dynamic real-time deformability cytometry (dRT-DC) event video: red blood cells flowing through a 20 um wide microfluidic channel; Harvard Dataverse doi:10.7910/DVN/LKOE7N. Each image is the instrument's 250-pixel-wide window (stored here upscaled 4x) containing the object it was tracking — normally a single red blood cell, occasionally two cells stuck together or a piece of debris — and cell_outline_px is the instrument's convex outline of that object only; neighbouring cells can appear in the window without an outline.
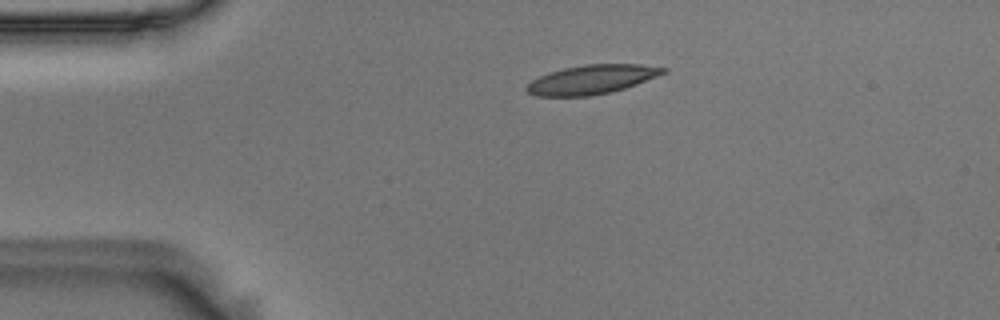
{"species": "Egyptian fruit bat (a non-hibernating species)", "species_latin": "Rousettus aegyptiacus", "temperature_condition": "room temperature", "stored_images_in_passage": 45, "camera_frame_rate_fps": 3000, "um_per_image_px": 0.085, "animal": {"sex": "male"}, "frame": {"image": 1, "passage_image": 1, "time_ms": 0.0, "image_size_px": [1000, 320], "cell_outline_px": [[668, 72], [636, 84], [612, 92], [588, 96], [536, 96], [528, 92], [524, 88], [532, 80], [548, 72], [564, 68], [584, 64], [640, 64], [668, 68]], "centroid_in_image_um": [50.3, 6.75], "position_along_channel_um": 34.7, "area_um2": 23.18}}
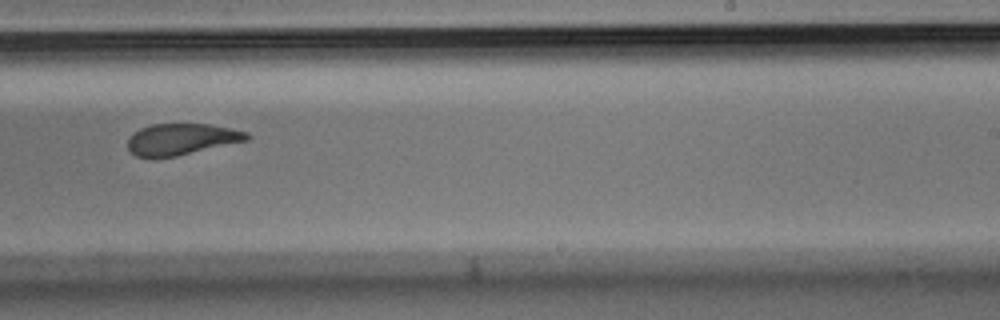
{"frame": {"image": 2, "passage_image": 24, "time_ms": 7.667, "image_size_px": [1000, 320], "cell_outline_px": [[252, 136], [248, 140], [176, 156], [152, 160], [136, 156], [128, 148], [128, 140], [132, 132], [140, 128], [152, 124], [212, 124], [232, 128], [248, 132]], "centroid_in_image_um": [15.4, 11.85], "position_along_channel_um": 273.6, "area_um2": 22.2}}
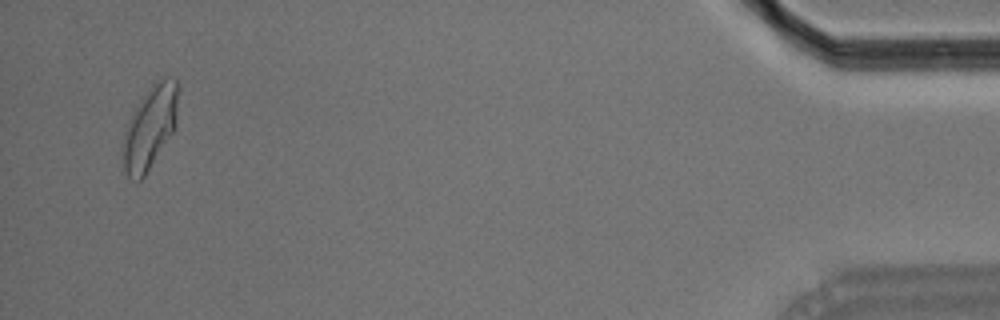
{"frame": {"image": 3, "passage_image": 43, "time_ms": 14.0, "image_size_px": [1000, 320], "cell_outline_px": [[180, 88], [176, 128], [144, 176], [140, 180], [136, 180], [128, 176], [124, 168], [120, 152], [128, 120], [132, 112], [148, 88], [152, 84], [160, 80], [176, 80]], "centroid_in_image_um": [12.75, 10.83], "position_along_channel_um": 422.4, "area_um2": 26.82}, "authors_computed_cell_mechanics": {"area_um2": 23.409, "velocity_mm_per_s": 3.6195, "shape_relaxation_time_tau1_ms": 6.1607, "shape_relaxation_time_tau2_ms": 1.9346, "deformation_change_tau1": 0.1797, "deformation_change_tau2": 0.0811}}